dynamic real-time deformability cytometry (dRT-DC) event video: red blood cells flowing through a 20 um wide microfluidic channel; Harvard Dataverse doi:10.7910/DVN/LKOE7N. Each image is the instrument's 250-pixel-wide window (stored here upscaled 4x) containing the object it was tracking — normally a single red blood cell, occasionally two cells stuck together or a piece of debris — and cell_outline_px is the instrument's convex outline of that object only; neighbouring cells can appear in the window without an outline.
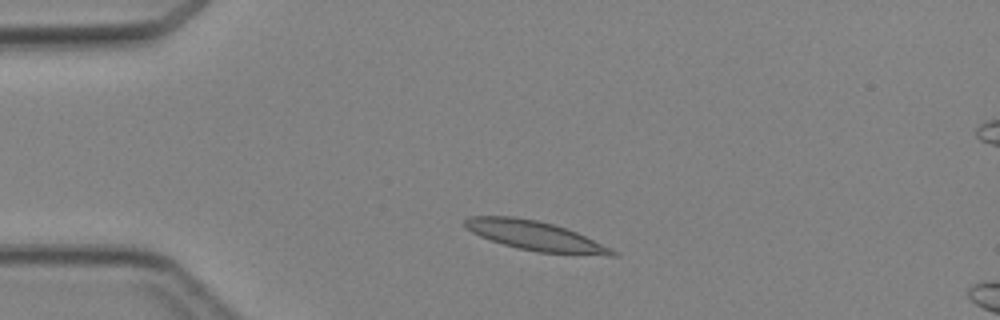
{"species": "Egyptian fruit bat (a non-hibernating species)", "species_latin": "Rousettus aegyptiacus", "temperature_condition": "cold", "stored_images_in_passage": 5, "camera_frame_rate_fps": 3000, "um_per_image_px": 0.085, "animal": {"sex": "female"}, "frame": {"image": 1, "passage_image": 2, "time_ms": 1.0, "image_size_px": [1000, 320], "cell_outline_px": [[620, 252], [616, 256], [608, 256], [540, 252], [516, 248], [480, 236], [464, 228], [464, 220], [468, 216], [512, 216], [536, 220], [552, 224], [576, 232], [612, 248]], "centroid_in_image_um": [45.5, 20.05], "position_along_channel_um": 39.5, "area_um2": 25.2}}
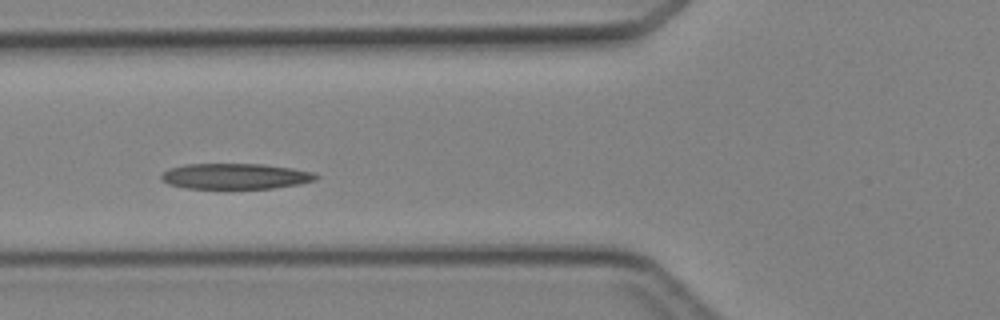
{"frame": {"image": 2, "passage_image": 4, "time_ms": 3.333, "image_size_px": [1000, 320], "cell_outline_px": [[320, 176], [316, 180], [300, 184], [272, 188], [184, 188], [168, 184], [160, 180], [160, 176], [168, 168], [184, 164], [260, 164], [292, 168], [316, 172]], "centroid_in_image_um": [20.01, 14.98], "position_along_channel_um": 105.8, "area_um2": 23.29}}
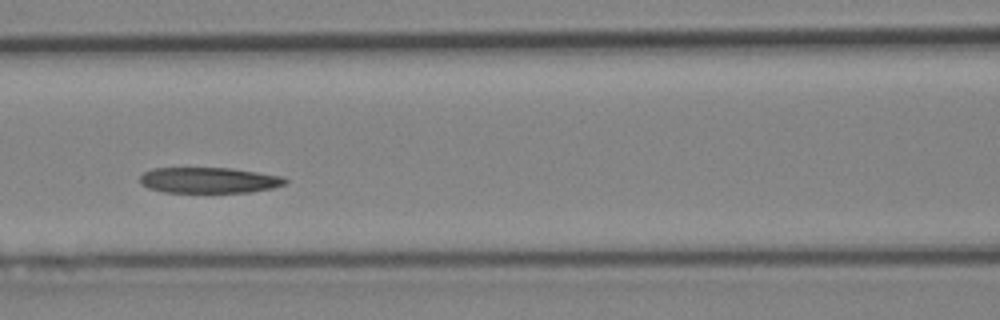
{"frame": {"image": 3, "passage_image": 5, "time_ms": 4.333, "image_size_px": [1000, 320], "cell_outline_px": [[288, 180], [284, 184], [272, 188], [252, 192], [164, 192], [148, 188], [140, 184], [140, 176], [144, 172], [152, 168], [228, 168], [256, 172], [280, 176]], "centroid_in_image_um": [17.71, 15.32], "position_along_channel_um": 148.9, "area_um2": 21.68}}